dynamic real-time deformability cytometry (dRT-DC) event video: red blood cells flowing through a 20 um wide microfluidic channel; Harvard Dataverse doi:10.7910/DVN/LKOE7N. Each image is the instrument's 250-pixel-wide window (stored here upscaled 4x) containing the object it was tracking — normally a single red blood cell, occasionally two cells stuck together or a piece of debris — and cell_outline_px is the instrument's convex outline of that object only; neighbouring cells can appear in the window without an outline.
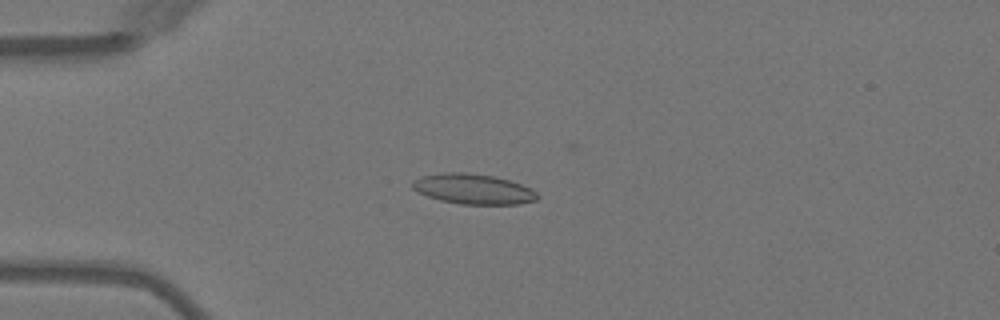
{"species": "Egyptian fruit bat (a non-hibernating species)", "species_latin": "Rousettus aegyptiacus", "temperature_condition": "warm", "stored_images_in_passage": 6, "camera_frame_rate_fps": 3000, "um_per_image_px": 0.085, "animal": {"sex": "female"}, "frame": {"image": 1, "passage_image": 3, "time_ms": 3.333, "image_size_px": [1000, 320], "cell_outline_px": [[540, 196], [536, 200], [520, 204], [460, 204], [440, 200], [428, 196], [412, 188], [412, 180], [420, 176], [444, 172], [464, 172], [492, 176], [508, 180], [532, 188]], "centroid_in_image_um": [40.23, 16.06], "position_along_channel_um": 44.8, "area_um2": 21.96}}
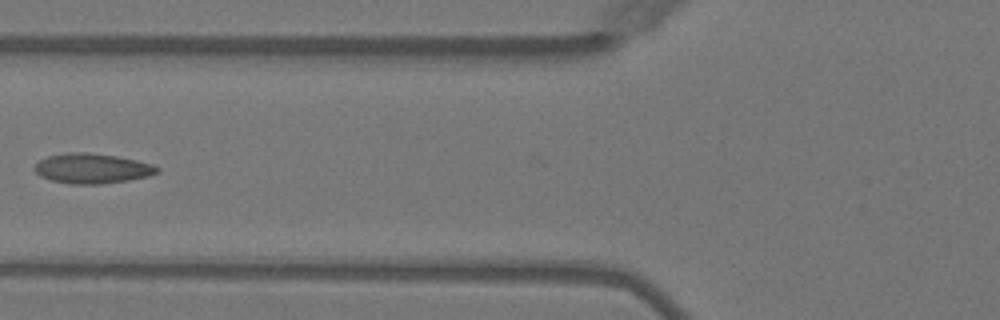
{"frame": {"image": 2, "passage_image": 5, "time_ms": 5.667, "image_size_px": [1000, 320], "cell_outline_px": [[160, 172], [148, 176], [128, 180], [100, 184], [72, 184], [52, 180], [40, 176], [32, 168], [40, 160], [48, 156], [68, 152], [88, 152], [116, 156], [136, 160], [152, 164], [160, 168]], "centroid_in_image_um": [7.83, 14.31], "position_along_channel_um": 118.0, "area_um2": 21.39}}
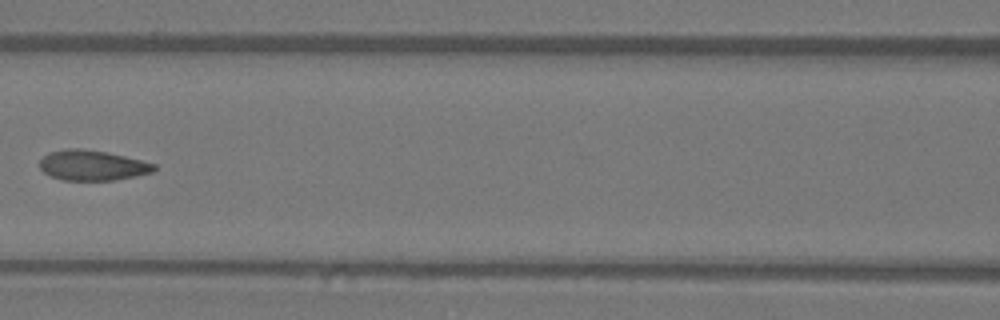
{"frame": {"image": 3, "passage_image": 6, "time_ms": 6.667, "image_size_px": [1000, 320], "cell_outline_px": [[156, 168], [152, 172], [136, 176], [116, 180], [64, 180], [52, 176], [44, 172], [40, 168], [40, 160], [48, 152], [68, 148], [80, 148], [108, 152], [156, 164]], "centroid_in_image_um": [7.85, 14.05], "position_along_channel_um": 158.8, "area_um2": 20.11}}